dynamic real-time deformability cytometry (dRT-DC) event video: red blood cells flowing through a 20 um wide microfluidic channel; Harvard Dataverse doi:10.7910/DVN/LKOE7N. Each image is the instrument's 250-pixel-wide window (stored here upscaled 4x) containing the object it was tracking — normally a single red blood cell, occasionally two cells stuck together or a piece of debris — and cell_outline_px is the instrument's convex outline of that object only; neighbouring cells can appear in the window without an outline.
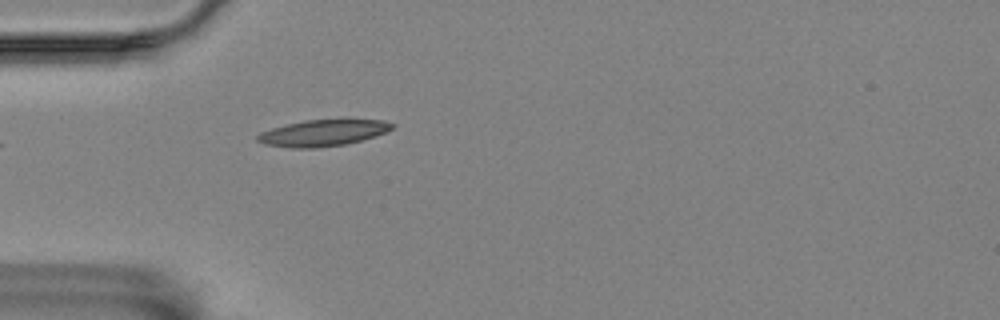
{"species": "Egyptian fruit bat (a non-hibernating species)", "species_latin": "Rousettus aegyptiacus", "temperature_condition": "room temperature", "stored_images_in_passage": 26, "camera_frame_rate_fps": 3000, "um_per_image_px": 0.085, "animal": {"sex": "female"}, "frame": {"image": 1, "passage_image": 1, "time_ms": 0.0, "image_size_px": [1000, 320], "cell_outline_px": [[396, 124], [392, 128], [376, 136], [344, 144], [316, 148], [292, 148], [264, 144], [256, 140], [256, 136], [260, 132], [272, 128], [304, 120], [344, 116], [384, 120]], "centroid_in_image_um": [27.52, 11.24], "position_along_channel_um": 57.5, "area_um2": 21.62}}
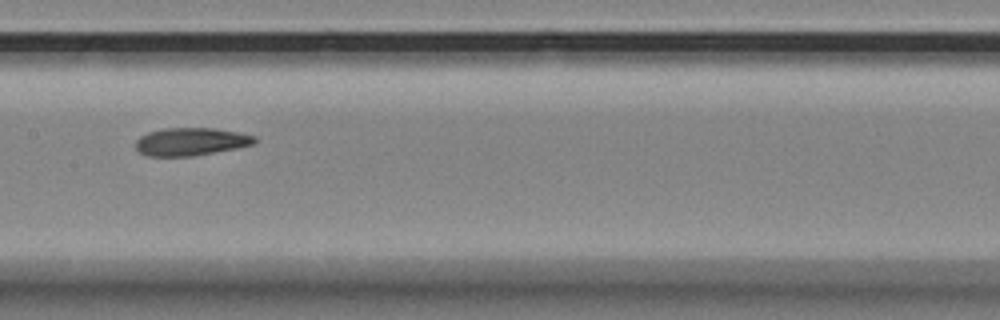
{"frame": {"image": 2, "passage_image": 13, "time_ms": 4.0, "image_size_px": [1000, 320], "cell_outline_px": [[256, 144], [236, 148], [192, 156], [144, 156], [136, 148], [136, 140], [140, 136], [148, 132], [164, 128], [212, 128], [236, 132], [256, 136]], "centroid_in_image_um": [16.21, 12.04], "position_along_channel_um": 191.2, "area_um2": 19.25}}
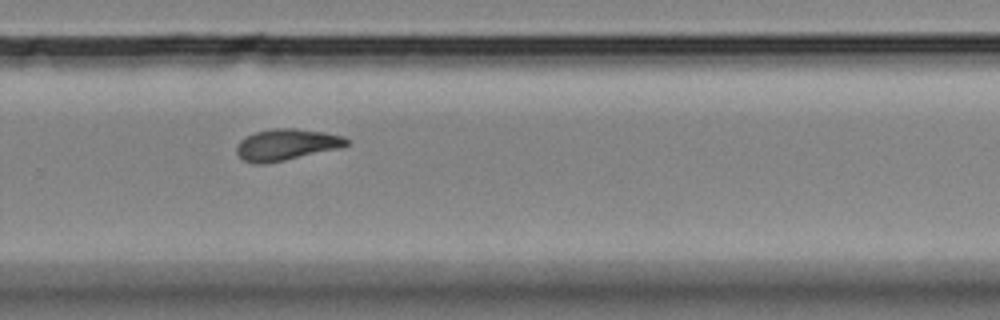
{"frame": {"image": 3, "passage_image": 23, "time_ms": 7.333, "image_size_px": [1000, 320], "cell_outline_px": [[348, 144], [340, 148], [284, 160], [264, 164], [252, 164], [244, 160], [236, 152], [236, 144], [240, 140], [256, 132], [276, 128], [296, 128], [324, 132], [344, 136], [348, 140]], "centroid_in_image_um": [24.34, 12.29], "position_along_channel_um": 305.5, "area_um2": 20.0}}